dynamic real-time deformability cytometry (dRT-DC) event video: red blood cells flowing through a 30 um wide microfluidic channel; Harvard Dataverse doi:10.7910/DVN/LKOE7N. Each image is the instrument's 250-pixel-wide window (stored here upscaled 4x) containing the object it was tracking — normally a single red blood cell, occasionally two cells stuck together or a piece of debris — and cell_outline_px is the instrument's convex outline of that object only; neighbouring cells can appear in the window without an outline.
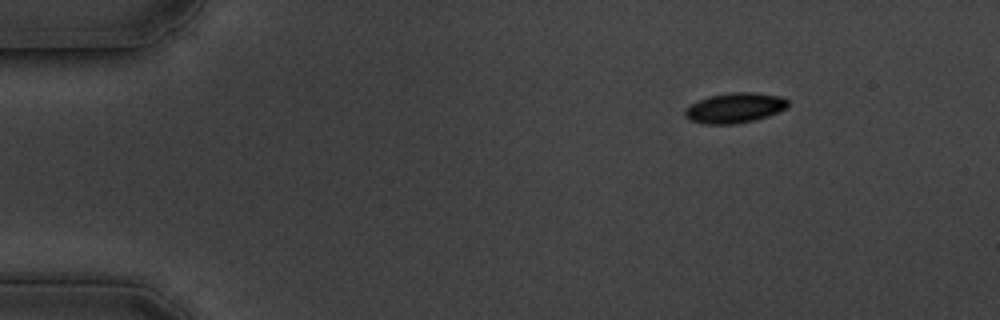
{"species": "common noctule bat (a hibernating species)", "species_latin": "Nyctalus noctula", "temperature_condition": "cold", "stored_images_in_passage": 24, "camera_frame_rate_fps": 3000, "um_per_image_px": 0.085, "animal": {"sex": "male", "body_mass_g": 19.5, "forearm_length_mm": 54.6}, "frame": {"image": 1, "passage_image": 1, "time_ms": 0.0, "image_size_px": [1000, 320], "cell_outline_px": [[788, 108], [768, 116], [756, 120], [732, 124], [704, 124], [688, 120], [684, 116], [684, 108], [708, 96], [732, 92], [752, 92], [784, 96], [788, 100]], "centroid_in_image_um": [62.47, 9.17], "position_along_channel_um": 22.5, "area_um2": 18.32}}
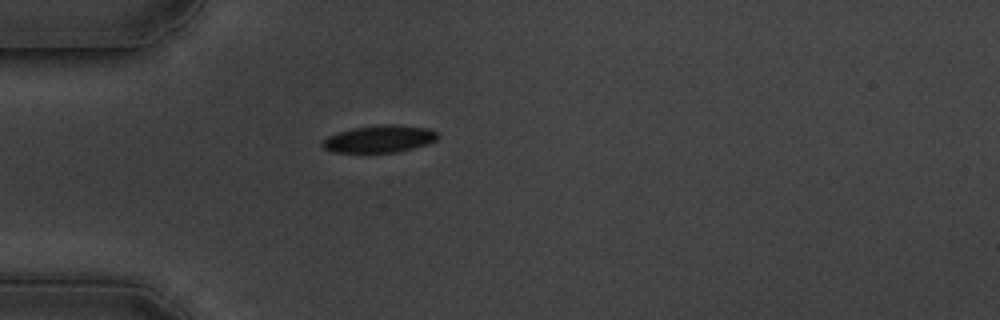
{"frame": {"image": 2, "passage_image": 10, "time_ms": 3.0, "image_size_px": [1000, 320], "cell_outline_px": [[440, 136], [436, 140], [412, 148], [396, 152], [332, 152], [324, 148], [320, 144], [328, 136], [352, 128], [388, 124], [396, 124], [428, 128], [436, 132]], "centroid_in_image_um": [32.25, 11.8], "position_along_channel_um": 52.8, "area_um2": 18.03}}
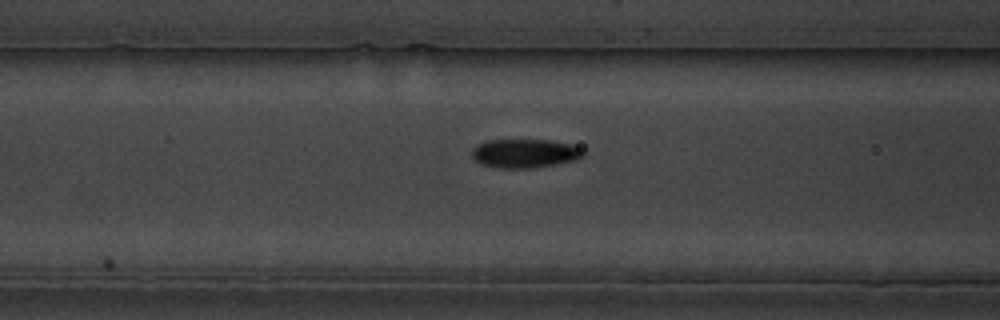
{"frame": {"image": 3, "passage_image": 17, "time_ms": 5.333, "image_size_px": [1000, 320], "cell_outline_px": [[584, 156], [576, 160], [556, 164], [528, 168], [500, 168], [480, 164], [472, 156], [472, 148], [488, 140], [552, 140], [572, 144], [580, 148], [584, 152]], "centroid_in_image_um": [44.63, 13.03], "position_along_channel_um": 122.0, "area_um2": 18.67}}